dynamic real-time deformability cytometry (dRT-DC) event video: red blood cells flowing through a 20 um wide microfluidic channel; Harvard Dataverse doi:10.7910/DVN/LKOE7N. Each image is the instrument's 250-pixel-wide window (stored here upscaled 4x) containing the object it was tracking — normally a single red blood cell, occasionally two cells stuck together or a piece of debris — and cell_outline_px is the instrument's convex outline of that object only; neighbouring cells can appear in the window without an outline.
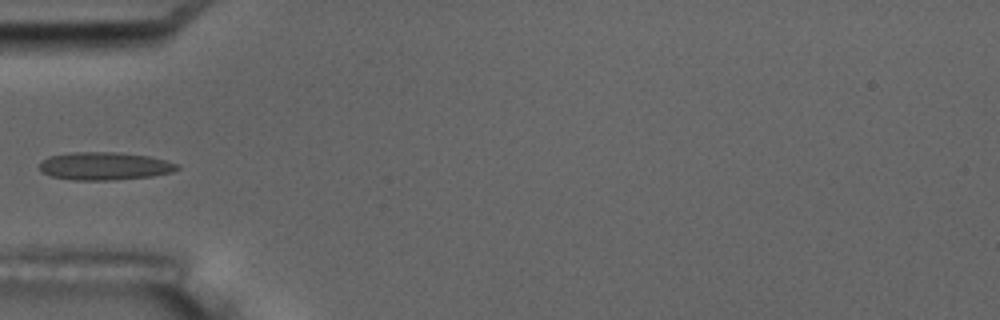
{"species": "common noctule bat (a hibernating species)", "species_latin": "Nyctalus noctula", "temperature_condition": "room temperature", "stored_images_in_passage": 6, "camera_frame_rate_fps": 3000, "um_per_image_px": 0.085, "animal": {"sex": "male", "body_mass_g": 17.5, "forearm_length_mm": 52.3}, "frame": {"image": 1, "passage_image": 6, "time_ms": 5.667, "image_size_px": [1000, 320], "cell_outline_px": [[180, 168], [172, 172], [152, 176], [112, 180], [72, 180], [52, 176], [44, 172], [40, 168], [40, 164], [48, 156], [72, 152], [112, 152], [148, 156], [180, 164]], "centroid_in_image_um": [8.92, 14.12], "position_along_channel_um": 76.1, "area_um2": 22.2}}